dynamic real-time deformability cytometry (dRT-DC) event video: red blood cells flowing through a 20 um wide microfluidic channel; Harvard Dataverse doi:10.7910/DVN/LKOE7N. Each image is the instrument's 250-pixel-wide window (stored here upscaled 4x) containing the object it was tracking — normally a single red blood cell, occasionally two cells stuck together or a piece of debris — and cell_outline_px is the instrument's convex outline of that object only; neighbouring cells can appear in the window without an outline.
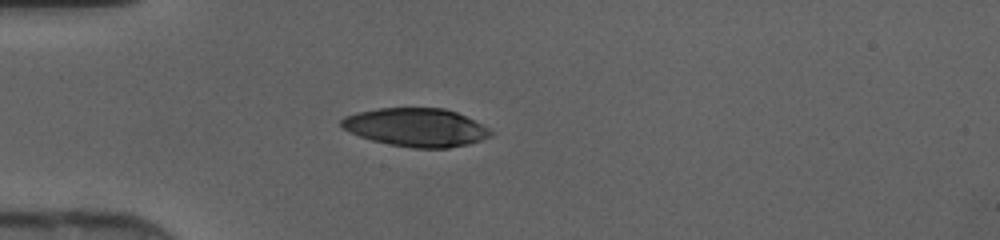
{"species": "human", "species_latin": "Homo sapiens", "temperature_condition": "cold", "stored_images_in_passage": 46, "camera_frame_rate_fps": 3000, "um_per_image_px": 0.085, "donor": {"sex": "female"}, "frame": {"image": 1, "passage_image": 13, "time_ms": 4.0, "image_size_px": [1000, 240], "cell_outline_px": [[492, 132], [488, 136], [480, 140], [468, 144], [448, 148], [412, 148], [372, 140], [360, 136], [344, 128], [340, 124], [340, 120], [344, 116], [356, 112], [376, 108], [444, 108], [456, 112], [488, 128]], "centroid_in_image_um": [35.32, 10.82], "position_along_channel_um": 49.7, "area_um2": 32.95}}
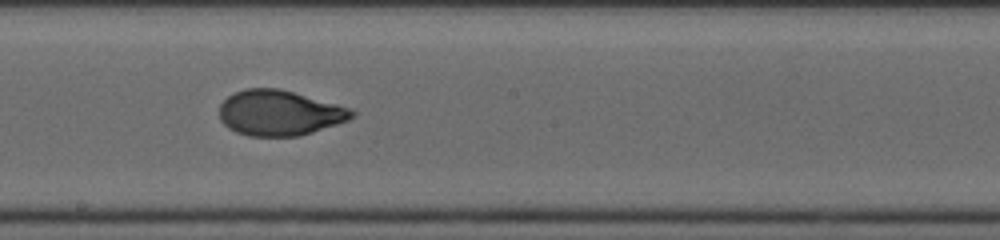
{"frame": {"image": 2, "passage_image": 26, "time_ms": 8.333, "image_size_px": [1000, 240], "cell_outline_px": [[356, 116], [348, 120], [312, 132], [296, 136], [248, 136], [236, 132], [228, 128], [220, 120], [220, 104], [228, 96], [244, 88], [280, 88], [352, 108], [356, 112]], "centroid_in_image_um": [23.76, 9.59], "position_along_channel_um": 224.4, "area_um2": 35.08}}
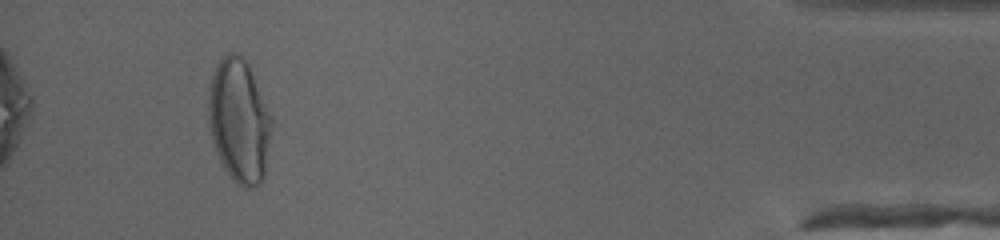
{"frame": {"image": 3, "passage_image": 43, "time_ms": 14.0, "image_size_px": [1000, 240], "cell_outline_px": [[272, 128], [264, 176], [260, 184], [252, 188], [244, 188], [236, 184], [232, 180], [224, 168], [216, 152], [212, 140], [208, 124], [208, 100], [212, 76], [216, 64], [228, 52], [240, 52], [244, 56], [248, 64], [272, 116]], "centroid_in_image_um": [20.33, 10.27], "position_along_channel_um": 414.9, "area_um2": 45.95}}